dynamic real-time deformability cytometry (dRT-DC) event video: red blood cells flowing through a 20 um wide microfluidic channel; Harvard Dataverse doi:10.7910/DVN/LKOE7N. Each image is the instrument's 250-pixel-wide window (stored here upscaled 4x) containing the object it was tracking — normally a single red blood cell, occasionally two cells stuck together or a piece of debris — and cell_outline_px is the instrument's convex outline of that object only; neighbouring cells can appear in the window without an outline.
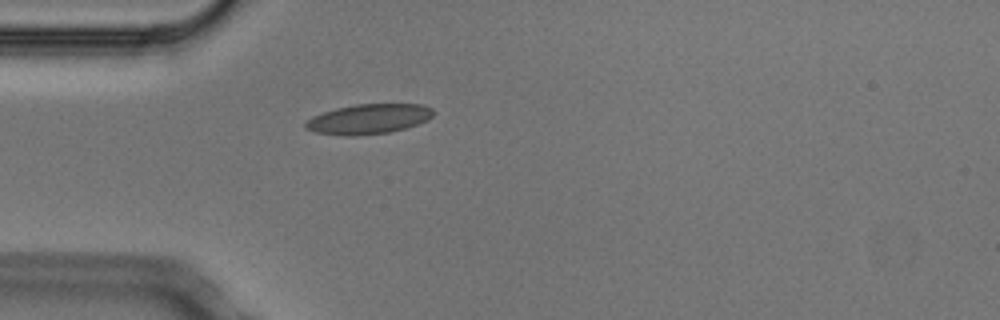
{"species": "Egyptian fruit bat (a non-hibernating species)", "species_latin": "Rousettus aegyptiacus", "temperature_condition": "cold", "stored_images_in_passage": 5, "camera_frame_rate_fps": 3000, "um_per_image_px": 0.085, "animal": {"sex": "male"}, "frame": {"image": 1, "passage_image": 5, "time_ms": 1.333, "image_size_px": [1000, 320], "cell_outline_px": [[432, 116], [428, 120], [404, 128], [388, 132], [356, 136], [344, 136], [316, 132], [304, 128], [304, 124], [312, 116], [336, 108], [356, 104], [424, 104], [432, 108]], "centroid_in_image_um": [31.31, 10.11], "position_along_channel_um": 53.7, "area_um2": 22.2}}